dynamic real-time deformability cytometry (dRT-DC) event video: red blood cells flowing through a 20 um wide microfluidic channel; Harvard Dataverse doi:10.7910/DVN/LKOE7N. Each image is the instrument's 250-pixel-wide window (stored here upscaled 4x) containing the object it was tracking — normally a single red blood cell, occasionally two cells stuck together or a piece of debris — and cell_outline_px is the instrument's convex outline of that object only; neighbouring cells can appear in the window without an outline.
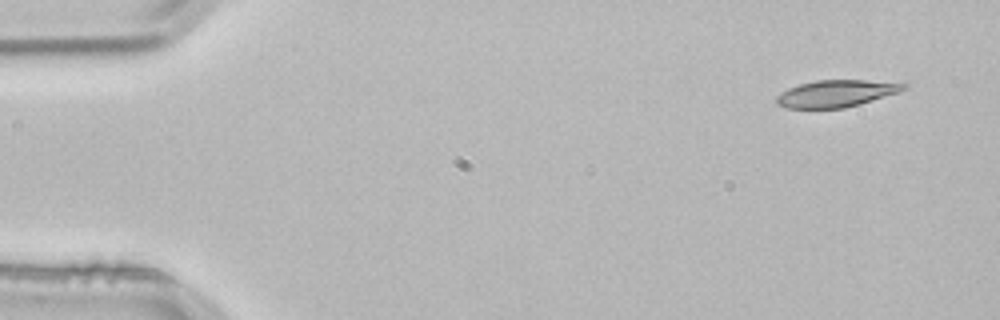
{"species": "common noctule bat (a hibernating species)", "species_latin": "Nyctalus noctula", "temperature_condition": "room temperature", "stored_images_in_passage": 3, "camera_frame_rate_fps": 3000, "um_per_image_px": 0.085, "animal": {"sex": "male", "body_mass_g": 21.5, "forearm_length_mm": 52.0}, "frame": {"image": 1, "passage_image": 1, "time_ms": 0.0, "image_size_px": [1000, 320], "cell_outline_px": [[908, 88], [900, 92], [860, 104], [844, 108], [784, 108], [776, 104], [776, 96], [788, 88], [800, 84], [816, 80], [864, 80], [908, 84]], "centroid_in_image_um": [71.07, 7.95], "position_along_channel_um": 13.9, "area_um2": 20.0}}
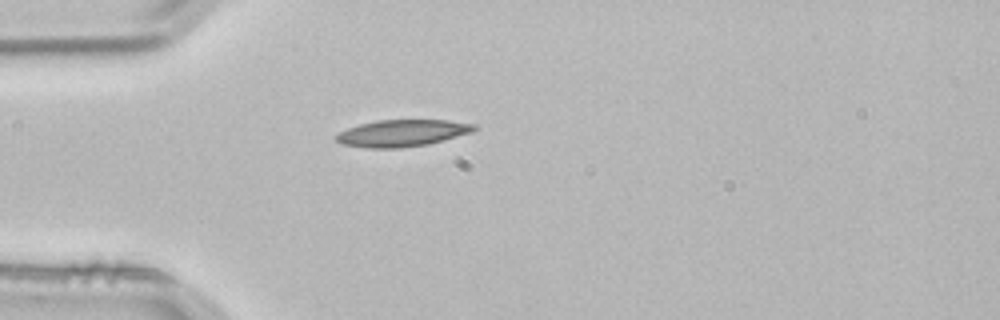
{"frame": {"image": 2, "passage_image": 3, "time_ms": 0.667, "image_size_px": [1000, 320], "cell_outline_px": [[480, 128], [472, 132], [444, 140], [428, 144], [400, 148], [368, 148], [340, 144], [336, 140], [336, 136], [340, 132], [348, 128], [360, 124], [376, 120], [448, 120], [476, 124]], "centroid_in_image_um": [34.22, 11.31], "position_along_channel_um": 50.8, "area_um2": 21.68}}